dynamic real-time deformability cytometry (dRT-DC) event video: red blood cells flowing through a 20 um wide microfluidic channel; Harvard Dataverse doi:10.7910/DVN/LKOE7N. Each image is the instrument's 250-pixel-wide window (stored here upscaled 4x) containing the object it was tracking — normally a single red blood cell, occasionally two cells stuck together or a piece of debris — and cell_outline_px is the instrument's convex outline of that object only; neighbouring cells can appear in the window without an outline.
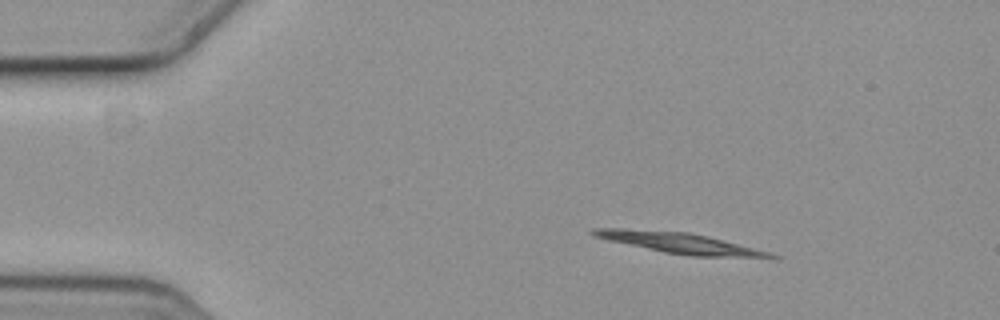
{"species": "common noctule bat (a hibernating species)", "species_latin": "Nyctalus noctula", "temperature_condition": "cold", "stored_images_in_passage": 5, "camera_frame_rate_fps": 3000, "um_per_image_px": 0.085, "animal": {"sex": "female", "body_mass_g": 19.3, "forearm_length_mm": 54.1}, "frame": {"image": 1, "passage_image": 2, "time_ms": 0.333, "image_size_px": [1000, 320], "cell_outline_px": [[780, 256], [692, 256], [664, 252], [608, 240], [592, 236], [588, 232], [592, 228], [624, 228], [688, 232], [708, 236], [768, 252]], "centroid_in_image_um": [57.53, 20.61], "position_along_channel_um": 27.5, "area_um2": 20.63}}